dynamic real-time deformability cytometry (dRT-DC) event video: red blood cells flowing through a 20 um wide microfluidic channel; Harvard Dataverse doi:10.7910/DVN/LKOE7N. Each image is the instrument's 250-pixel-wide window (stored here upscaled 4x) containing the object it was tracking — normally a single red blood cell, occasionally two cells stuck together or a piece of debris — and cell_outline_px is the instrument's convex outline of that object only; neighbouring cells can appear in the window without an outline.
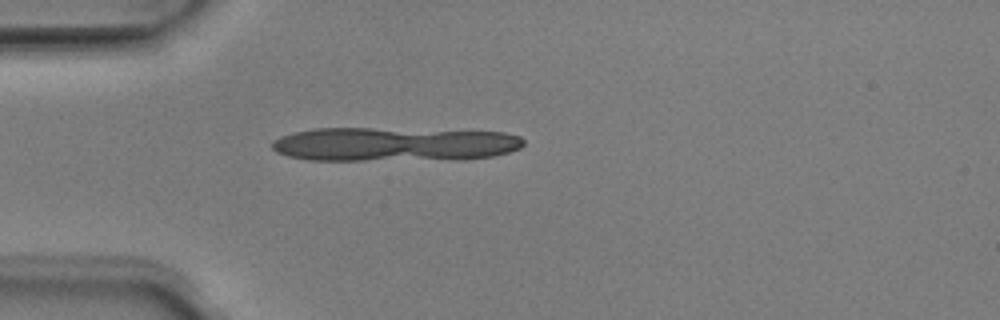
{"species": "Egyptian fruit bat (a non-hibernating species)", "species_latin": "Rousettus aegyptiacus", "temperature_condition": "room temperature", "stored_images_in_passage": 3, "camera_frame_rate_fps": 3000, "um_per_image_px": 0.085, "animal": {"sex": "male"}, "frame": {"image": 1, "passage_image": 1, "time_ms": 0.0, "image_size_px": [1000, 320], "cell_outline_px": [[520, 144], [516, 148], [500, 152], [480, 156], [436, 156], [436, 152], [456, 132], [488, 132], [512, 136], [520, 140]], "centroid_in_image_um": [40.56, 12.26], "position_along_channel_um": 44.4, "area_um2": 11.16}}